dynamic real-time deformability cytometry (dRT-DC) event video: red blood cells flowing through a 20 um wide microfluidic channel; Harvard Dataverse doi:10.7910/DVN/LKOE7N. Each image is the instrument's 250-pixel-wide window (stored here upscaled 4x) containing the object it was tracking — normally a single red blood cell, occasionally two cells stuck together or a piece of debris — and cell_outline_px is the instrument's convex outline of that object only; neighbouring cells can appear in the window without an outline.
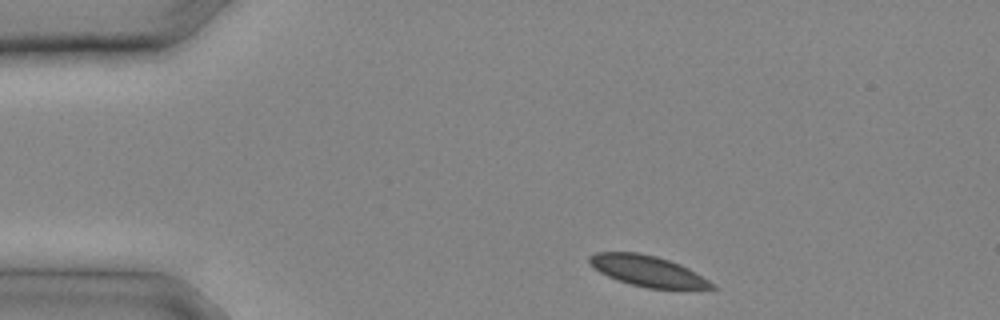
{"species": "common noctule bat (a hibernating species)", "species_latin": "Nyctalus noctula", "temperature_condition": "cold", "stored_images_in_passage": 14, "camera_frame_rate_fps": 3000, "um_per_image_px": 0.085, "animal": {"sex": "male", "body_mass_g": 20.4}, "frame": {"image": 1, "passage_image": 1, "time_ms": 0.0, "image_size_px": [1000, 320], "cell_outline_px": [[716, 288], [648, 288], [632, 284], [608, 276], [592, 268], [588, 264], [588, 256], [596, 252], [636, 252], [656, 256], [680, 264], [688, 268], [708, 280]], "centroid_in_image_um": [54.96, 23.01], "position_along_channel_um": 30.0, "area_um2": 21.56}}
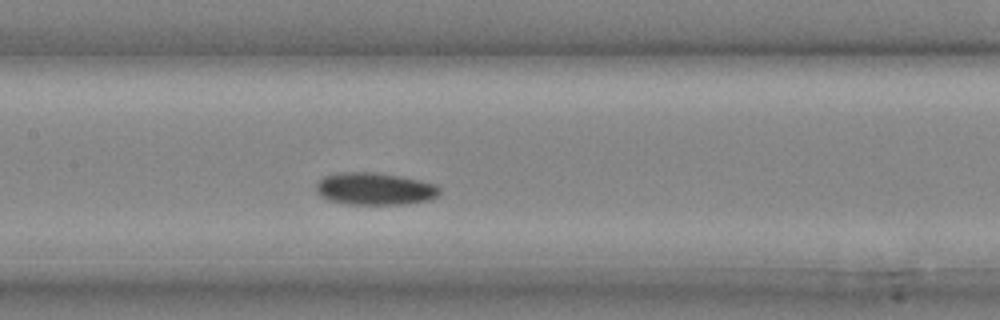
{"frame": {"image": 2, "passage_image": 9, "time_ms": 2.667, "image_size_px": [1000, 320], "cell_outline_px": [[440, 192], [436, 196], [428, 200], [404, 204], [344, 204], [328, 200], [320, 196], [316, 192], [316, 184], [324, 176], [340, 172], [372, 172], [400, 176], [432, 184], [440, 188]], "centroid_in_image_um": [31.79, 16.05], "position_along_channel_um": 175.6, "area_um2": 23.06}}
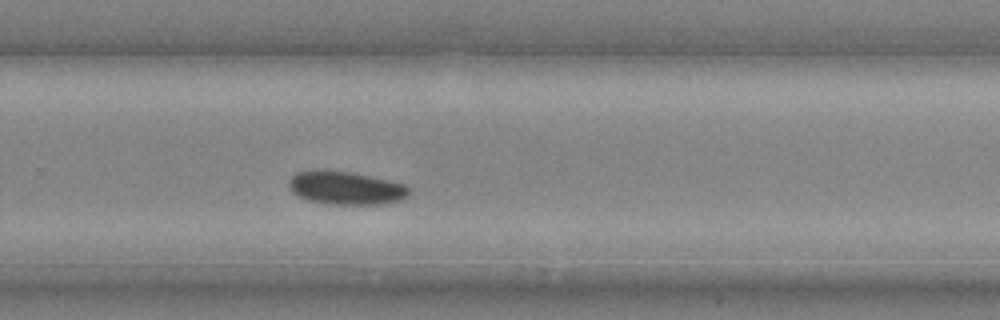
{"frame": {"image": 3, "passage_image": 14, "time_ms": 4.333, "image_size_px": [1000, 320], "cell_outline_px": [[408, 196], [400, 200], [376, 204], [332, 204], [308, 200], [292, 192], [288, 184], [288, 180], [296, 172], [312, 168], [324, 168], [352, 172], [372, 176], [404, 184], [408, 188]], "centroid_in_image_um": [29.32, 15.93], "position_along_channel_um": 300.5, "area_um2": 23.52}}